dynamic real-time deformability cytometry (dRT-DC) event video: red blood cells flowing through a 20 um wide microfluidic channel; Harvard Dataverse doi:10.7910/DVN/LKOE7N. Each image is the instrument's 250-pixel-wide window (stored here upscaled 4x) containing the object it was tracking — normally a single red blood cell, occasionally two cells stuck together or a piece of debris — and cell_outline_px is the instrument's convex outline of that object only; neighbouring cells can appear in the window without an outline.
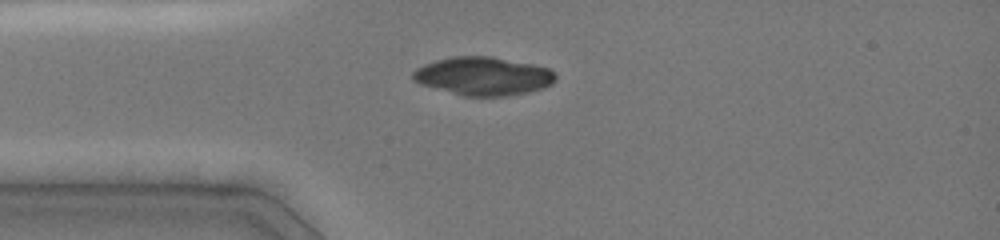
{"species": "common noctule bat (a hibernating species)", "species_latin": "Nyctalus noctula", "temperature_condition": "cold", "stored_images_in_passage": 6, "camera_frame_rate_fps": 3000, "um_per_image_px": 0.085, "animal": {"sex": "female", "body_mass_g": 19.0, "forearm_length_mm": 51.5}, "frame": {"image": 1, "passage_image": 1, "time_ms": 0.0, "image_size_px": [1000, 240], "cell_outline_px": [[556, 80], [552, 84], [544, 88], [528, 92], [508, 96], [464, 96], [420, 84], [412, 80], [412, 72], [416, 68], [424, 64], [436, 60], [452, 56], [492, 56], [532, 64], [548, 68], [556, 72]], "centroid_in_image_um": [41.09, 6.47], "position_along_channel_um": 43.9, "area_um2": 32.08}}